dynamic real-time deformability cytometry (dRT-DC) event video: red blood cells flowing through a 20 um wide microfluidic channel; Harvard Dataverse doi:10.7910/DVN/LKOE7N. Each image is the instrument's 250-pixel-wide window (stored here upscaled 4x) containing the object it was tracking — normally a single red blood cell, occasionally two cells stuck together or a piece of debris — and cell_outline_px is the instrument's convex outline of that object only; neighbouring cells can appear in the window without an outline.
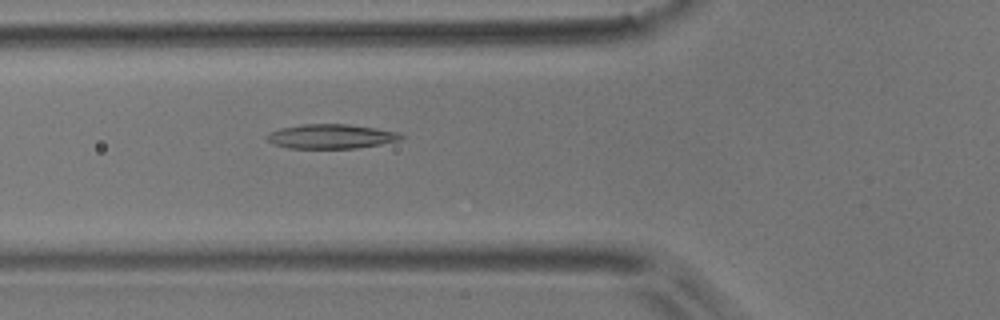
{"species": "common noctule bat (a hibernating species)", "species_latin": "Nyctalus noctula", "temperature_condition": "room temperature", "stored_images_in_passage": 53, "camera_frame_rate_fps": 3000, "um_per_image_px": 0.085, "animal": {"sex": "male", "body_mass_g": 17.9}, "frame": {"image": 1, "passage_image": 19, "time_ms": 6.0, "image_size_px": [1000, 320], "cell_outline_px": [[404, 136], [400, 140], [380, 144], [356, 148], [288, 148], [272, 144], [268, 140], [268, 132], [280, 128], [304, 124], [348, 124], [376, 128], [400, 132]], "centroid_in_image_um": [28.15, 11.59], "position_along_channel_um": 97.7, "area_um2": 19.07}}
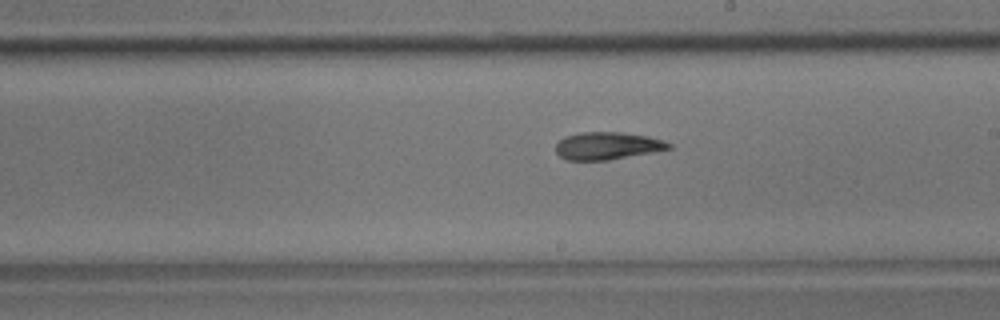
{"frame": {"image": 2, "passage_image": 30, "time_ms": 9.667, "image_size_px": [1000, 320], "cell_outline_px": [[672, 148], [652, 152], [608, 160], [568, 160], [560, 156], [556, 152], [556, 144], [564, 136], [580, 132], [620, 132], [648, 136], [664, 140], [672, 144]], "centroid_in_image_um": [51.63, 12.38], "position_along_channel_um": 237.4, "area_um2": 18.09}}
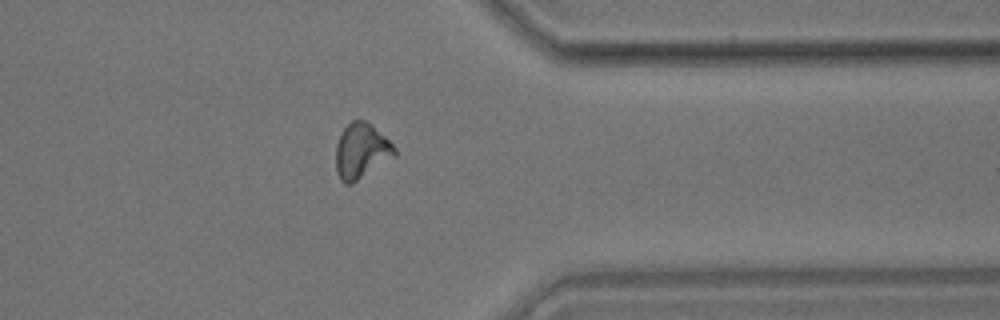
{"frame": {"image": 3, "passage_image": 42, "time_ms": 13.667, "image_size_px": [1000, 320], "cell_outline_px": [[396, 156], [352, 184], [344, 184], [340, 180], [336, 172], [336, 144], [340, 132], [352, 120], [364, 120], [384, 136], [396, 148]], "centroid_in_image_um": [30.69, 12.86], "position_along_channel_um": 380.7, "area_um2": 18.9}, "authors_computed_cell_mechanics": {"area_um2": 18.6694, "velocity_mm_per_s": 3.7995, "shape_relaxation_time_tau1_ms": 7.5644, "shape_relaxation_time_tau2_ms": 4.4853, "deformation_change_tau1": 0.1944, "deformation_change_tau2": 0.1244}}